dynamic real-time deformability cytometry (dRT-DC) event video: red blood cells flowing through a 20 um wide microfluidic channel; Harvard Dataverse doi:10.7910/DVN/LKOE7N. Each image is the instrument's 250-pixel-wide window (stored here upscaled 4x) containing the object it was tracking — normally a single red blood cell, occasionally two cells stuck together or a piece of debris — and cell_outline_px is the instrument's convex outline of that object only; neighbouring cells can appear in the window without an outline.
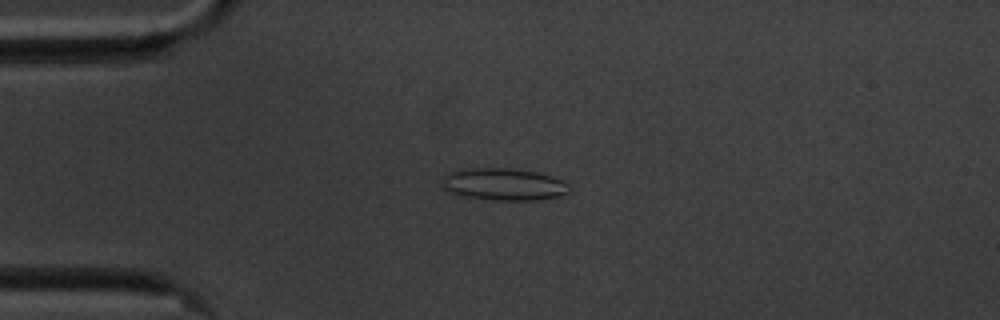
{"species": "common noctule bat (a hibernating species)", "species_latin": "Nyctalus noctula", "temperature_condition": "cold", "stored_images_in_passage": 51, "camera_frame_rate_fps": 3000, "um_per_image_px": 0.085, "animal": {"sex": "male", "body_mass_g": 20.1, "forearm_length_mm": 53.5}, "frame": {"image": 1, "passage_image": 8, "time_ms": 2.333, "image_size_px": [1000, 320], "cell_outline_px": [[572, 192], [556, 196], [536, 200], [492, 200], [456, 196], [444, 188], [440, 184], [440, 180], [448, 172], [464, 168], [508, 168], [536, 172], [552, 176], [568, 184], [572, 188]], "centroid_in_image_um": [42.76, 15.67], "position_along_channel_um": 42.2, "area_um2": 24.22}}
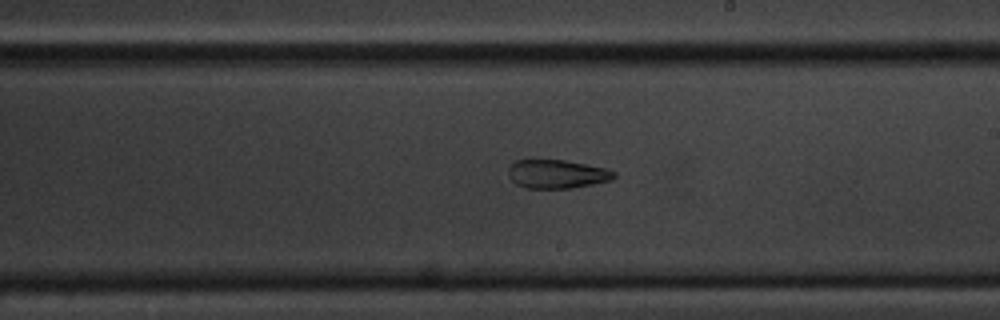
{"frame": {"image": 2, "passage_image": 27, "time_ms": 8.667, "image_size_px": [1000, 320], "cell_outline_px": [[616, 176], [612, 180], [572, 188], [524, 188], [516, 184], [508, 176], [508, 168], [516, 160], [564, 160], [604, 168], [616, 172]], "centroid_in_image_um": [47.32, 14.8], "position_along_channel_um": 241.7, "area_um2": 17.57}}
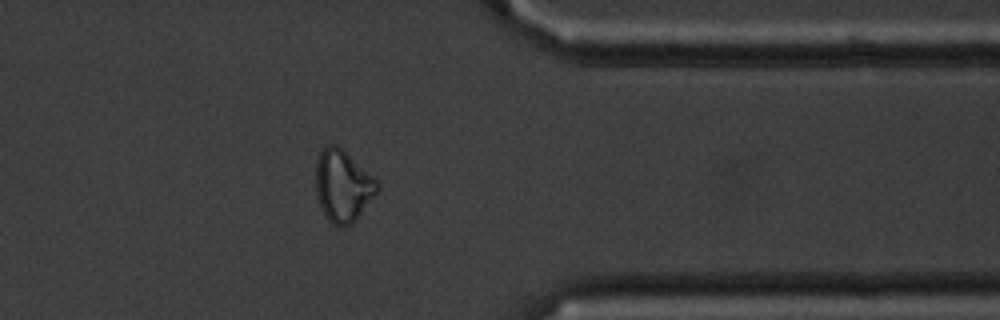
{"frame": {"image": 3, "passage_image": 40, "time_ms": 13.0, "image_size_px": [1000, 320], "cell_outline_px": [[380, 188], [356, 220], [352, 224], [332, 224], [328, 220], [316, 196], [316, 160], [320, 152], [328, 144], [336, 144], [372, 176], [380, 184]], "centroid_in_image_um": [29.13, 15.79], "position_along_channel_um": 382.3, "area_um2": 25.2}, "authors_computed_cell_mechanics": {"area_um2": 21.7906, "velocity_mm_per_s": 3.4988, "shape_relaxation_time_tau1_ms": null, "shape_relaxation_time_tau2_ms": 6.8102, "deformation_change_tau1": null, "deformation_change_tau2": 0.1775}}